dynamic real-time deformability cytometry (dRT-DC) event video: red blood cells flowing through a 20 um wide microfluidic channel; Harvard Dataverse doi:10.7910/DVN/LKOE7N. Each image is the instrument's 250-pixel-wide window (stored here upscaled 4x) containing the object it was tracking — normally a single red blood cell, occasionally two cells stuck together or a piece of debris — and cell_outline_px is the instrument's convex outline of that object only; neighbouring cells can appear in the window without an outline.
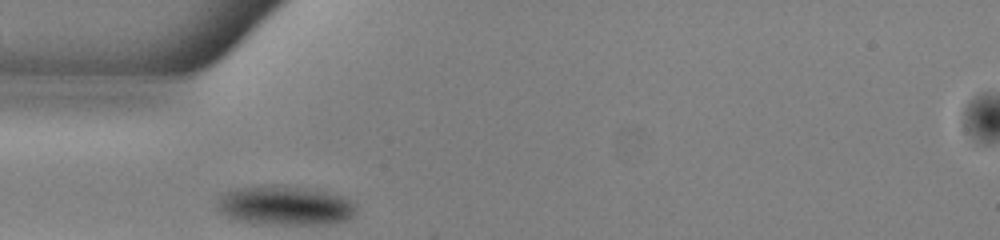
{"species": "common noctule bat (a hibernating species)", "species_latin": "Nyctalus noctula", "temperature_condition": "warm", "stored_images_in_passage": 27, "camera_frame_rate_fps": 3000, "um_per_image_px": 0.085, "animal": {"sex": "male", "body_mass_g": 13.0, "forearm_length_mm": 53.1}, "frame": {"image": 1, "passage_image": 1, "time_ms": 0.0, "image_size_px": [1000, 240], "cell_outline_px": [[356, 212], [348, 220], [332, 224], [256, 224], [236, 220], [220, 212], [216, 208], [216, 204], [224, 192], [236, 188], [296, 188], [328, 192], [344, 196], [356, 204]], "centroid_in_image_um": [24.26, 17.53], "position_along_channel_um": 60.7, "area_um2": 31.15}}
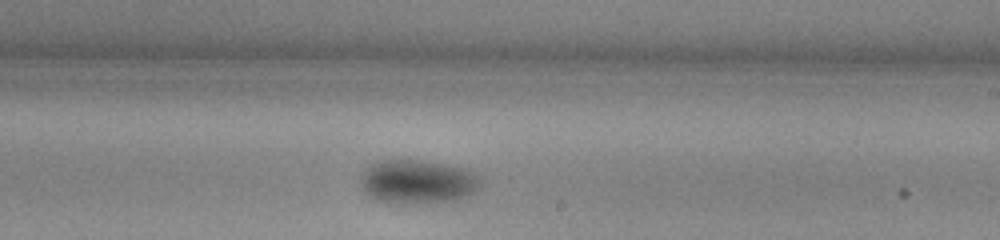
{"frame": {"image": 2, "passage_image": 16, "time_ms": 5.0, "image_size_px": [1000, 240], "cell_outline_px": [[484, 180], [472, 192], [456, 200], [436, 204], [380, 200], [368, 196], [364, 192], [360, 184], [360, 176], [376, 160], [420, 160], [460, 168], [472, 172]], "centroid_in_image_um": [35.47, 15.45], "position_along_channel_um": 253.5, "area_um2": 30.23}}
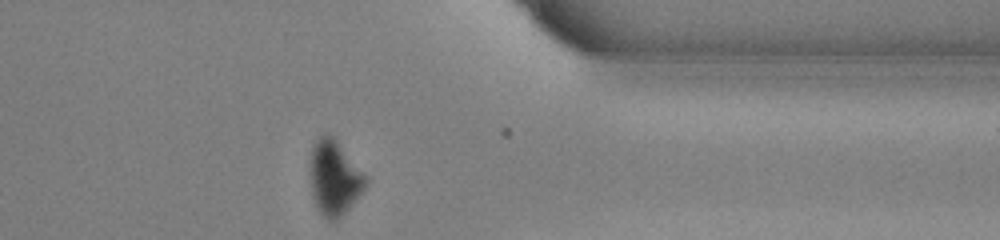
{"frame": {"image": 3, "passage_image": 27, "time_ms": 8.667, "image_size_px": [1000, 240], "cell_outline_px": [[368, 184], [352, 204], [332, 224], [316, 208], [312, 192], [312, 148], [316, 140], [320, 136], [332, 136], [336, 140], [368, 176]], "centroid_in_image_um": [28.47, 15.15], "position_along_channel_um": 382.9, "area_um2": 23.64}}